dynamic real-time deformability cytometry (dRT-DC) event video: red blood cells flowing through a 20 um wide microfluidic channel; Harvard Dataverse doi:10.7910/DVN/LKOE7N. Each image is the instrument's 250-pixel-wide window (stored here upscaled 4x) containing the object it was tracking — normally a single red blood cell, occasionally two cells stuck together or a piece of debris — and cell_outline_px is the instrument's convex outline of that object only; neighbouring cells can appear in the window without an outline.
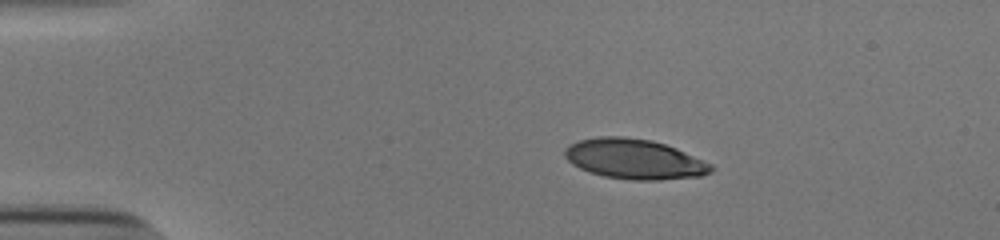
{"species": "human", "species_latin": "Homo sapiens", "temperature_condition": "cold", "stored_images_in_passage": 44, "camera_frame_rate_fps": 3000, "um_per_image_px": 0.085, "donor": {"sex": "male"}, "frame": {"image": 1, "passage_image": 1, "time_ms": 0.0, "image_size_px": [1000, 240], "cell_outline_px": [[716, 168], [712, 172], [700, 176], [660, 180], [632, 180], [604, 176], [580, 168], [572, 164], [564, 156], [564, 148], [568, 144], [580, 140], [596, 136], [620, 136], [652, 140], [676, 148], [712, 164]], "centroid_in_image_um": [53.92, 13.51], "position_along_channel_um": 31.1, "area_um2": 34.22}}
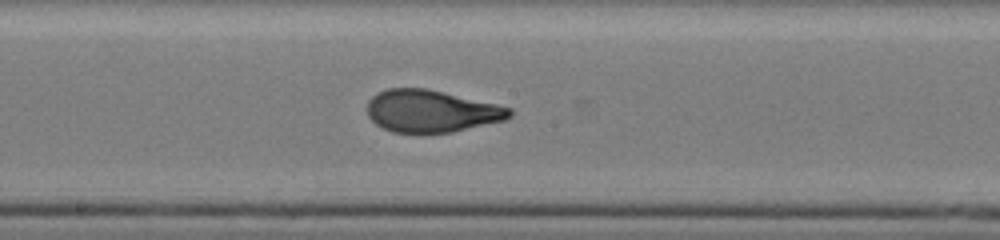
{"frame": {"image": 2, "passage_image": 20, "time_ms": 6.333, "image_size_px": [1000, 240], "cell_outline_px": [[512, 116], [504, 120], [452, 132], [392, 132], [376, 124], [368, 116], [368, 100], [376, 92], [388, 88], [424, 88], [496, 104], [512, 108]], "centroid_in_image_um": [36.64, 9.44], "position_along_channel_um": 211.6, "area_um2": 34.68}}
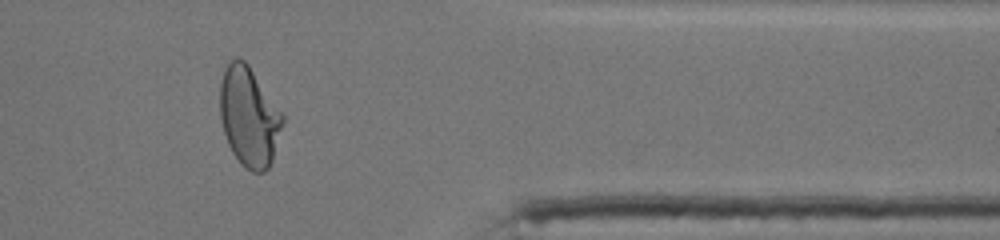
{"frame": {"image": 3, "passage_image": 35, "time_ms": 11.333, "image_size_px": [1000, 240], "cell_outline_px": [[284, 124], [272, 160], [268, 168], [264, 172], [252, 172], [244, 168], [240, 164], [232, 152], [228, 144], [224, 132], [220, 116], [220, 80], [224, 68], [228, 60], [236, 56], [240, 56], [248, 64], [284, 112]], "centroid_in_image_um": [21.18, 9.88], "position_along_channel_um": 390.2, "area_um2": 37.17}, "authors_computed_cell_mechanics": {"area_um2": 35.4314, "velocity_mm_per_s": 3.887, "shape_relaxation_time_tau1_ms": 5.5807, "shape_relaxation_time_tau2_ms": null, "deformation_change_tau1": 0.2296, "deformation_change_tau2": null}}